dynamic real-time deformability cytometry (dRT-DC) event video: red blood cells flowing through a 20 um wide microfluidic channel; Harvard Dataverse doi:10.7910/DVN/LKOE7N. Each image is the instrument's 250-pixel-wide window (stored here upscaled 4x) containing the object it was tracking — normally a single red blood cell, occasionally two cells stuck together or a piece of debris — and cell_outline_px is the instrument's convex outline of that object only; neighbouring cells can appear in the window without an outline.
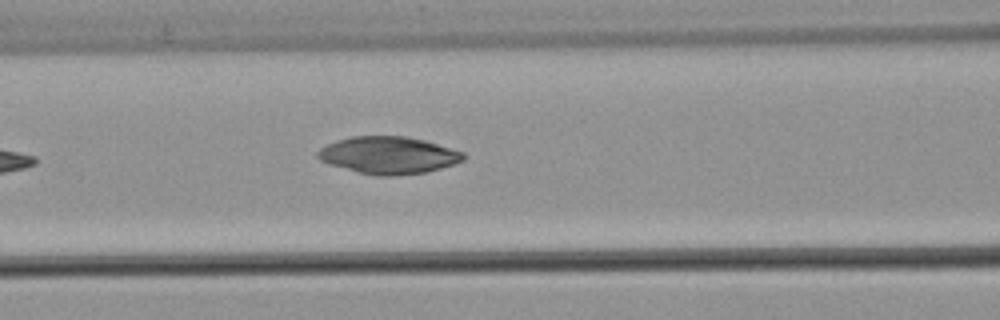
{"species": "common noctule bat (a hibernating species)", "species_latin": "Nyctalus noctula", "temperature_condition": "warm", "stored_images_in_passage": 4, "camera_frame_rate_fps": 3000, "um_per_image_px": 0.085, "animal": {"sex": "male", "body_mass_g": 21.5, "forearm_length_mm": 52.0}, "frame": {"image": 1, "passage_image": 4, "time_ms": 1.0, "image_size_px": [1000, 320], "cell_outline_px": [[468, 156], [464, 160], [440, 168], [424, 172], [388, 176], [376, 176], [360, 172], [332, 164], [320, 160], [316, 156], [316, 152], [320, 148], [336, 140], [352, 136], [404, 136], [424, 140], [464, 152]], "centroid_in_image_um": [33.03, 13.18], "position_along_channel_um": 133.6, "area_um2": 31.27}}